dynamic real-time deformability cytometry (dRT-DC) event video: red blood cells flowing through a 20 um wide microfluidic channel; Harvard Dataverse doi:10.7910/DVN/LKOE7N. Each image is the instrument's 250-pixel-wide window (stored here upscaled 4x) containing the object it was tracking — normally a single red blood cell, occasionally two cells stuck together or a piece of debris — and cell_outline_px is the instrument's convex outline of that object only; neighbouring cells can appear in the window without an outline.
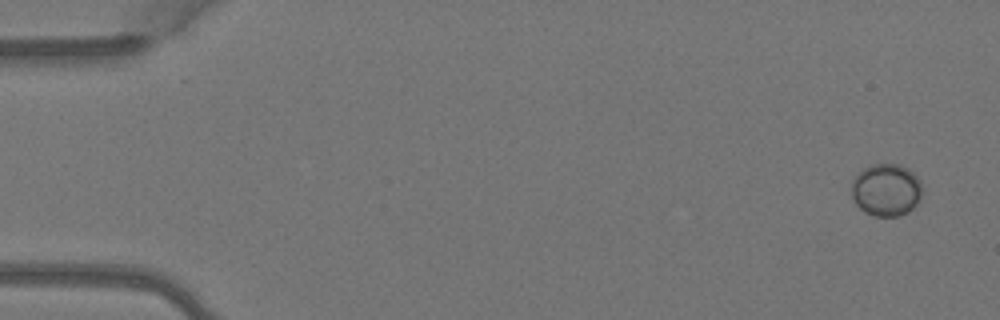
{"species": "Egyptian fruit bat (a non-hibernating species)", "species_latin": "Rousettus aegyptiacus", "temperature_condition": "warm", "stored_images_in_passage": 7, "camera_frame_rate_fps": 3000, "um_per_image_px": 0.085, "animal": {"sex": "female"}, "frame": {"image": 1, "passage_image": 1, "time_ms": 0.0, "image_size_px": [1000, 320], "cell_outline_px": [[924, 188], [920, 200], [908, 212], [900, 216], [872, 216], [864, 212], [852, 200], [852, 180], [864, 168], [872, 164], [900, 164], [908, 168], [920, 180]], "centroid_in_image_um": [75.35, 16.15], "position_along_channel_um": 9.7, "area_um2": 21.91}}
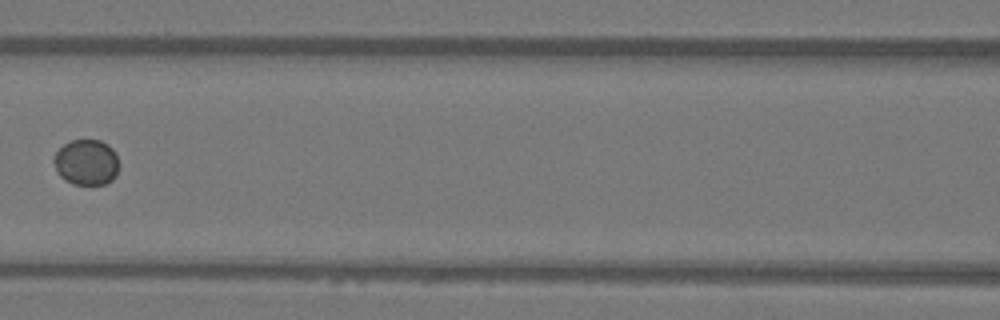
{"frame": {"image": 2, "passage_image": 6, "time_ms": 1.667, "image_size_px": [1000, 320], "cell_outline_px": [[116, 176], [112, 180], [104, 184], [72, 184], [64, 180], [56, 172], [52, 160], [56, 152], [64, 144], [72, 140], [100, 140], [108, 144], [116, 152]], "centroid_in_image_um": [7.3, 13.79], "position_along_channel_um": 159.3, "area_um2": 17.34}}
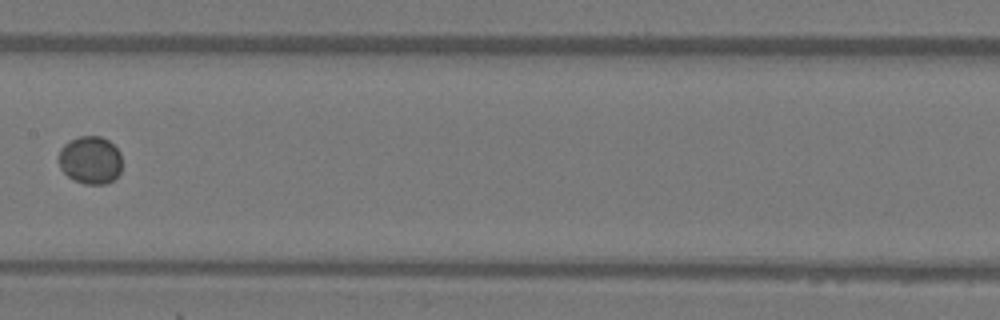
{"frame": {"image": 3, "passage_image": 7, "time_ms": 2.0, "image_size_px": [1000, 320], "cell_outline_px": [[120, 172], [112, 180], [104, 184], [84, 184], [68, 176], [60, 168], [60, 148], [68, 140], [80, 136], [100, 136], [108, 140], [120, 152]], "centroid_in_image_um": [7.67, 13.59], "position_along_channel_um": 199.7, "area_um2": 17.46}}